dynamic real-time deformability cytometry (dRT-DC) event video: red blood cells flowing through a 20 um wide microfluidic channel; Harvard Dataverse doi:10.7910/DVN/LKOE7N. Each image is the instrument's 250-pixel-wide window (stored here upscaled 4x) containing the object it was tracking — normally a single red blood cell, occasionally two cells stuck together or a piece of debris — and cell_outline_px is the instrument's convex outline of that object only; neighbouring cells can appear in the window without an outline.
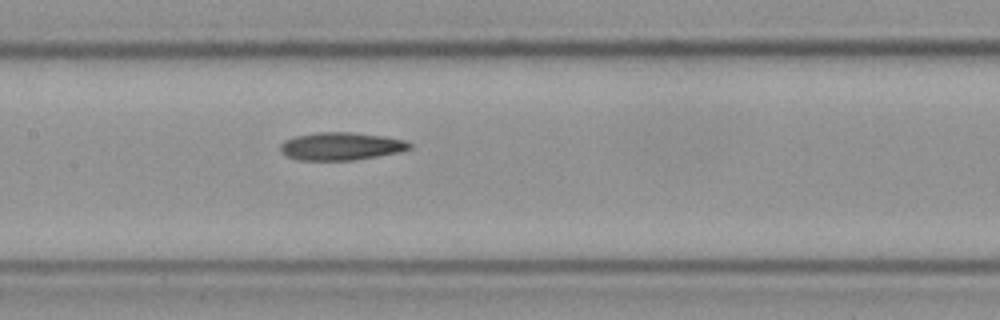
{"species": "Egyptian fruit bat (a non-hibernating species)", "species_latin": "Rousettus aegyptiacus", "temperature_condition": "cold", "stored_images_in_passage": 9, "camera_frame_rate_fps": 3000, "um_per_image_px": 0.085, "frame": {"image": 1, "passage_image": 9, "time_ms": 2.667, "image_size_px": [1000, 320], "cell_outline_px": [[412, 148], [400, 152], [352, 160], [300, 160], [288, 156], [280, 152], [280, 144], [284, 140], [292, 136], [316, 132], [352, 132], [384, 136], [404, 140], [412, 144]], "centroid_in_image_um": [28.96, 12.42], "position_along_channel_um": 178.4, "area_um2": 21.04}}